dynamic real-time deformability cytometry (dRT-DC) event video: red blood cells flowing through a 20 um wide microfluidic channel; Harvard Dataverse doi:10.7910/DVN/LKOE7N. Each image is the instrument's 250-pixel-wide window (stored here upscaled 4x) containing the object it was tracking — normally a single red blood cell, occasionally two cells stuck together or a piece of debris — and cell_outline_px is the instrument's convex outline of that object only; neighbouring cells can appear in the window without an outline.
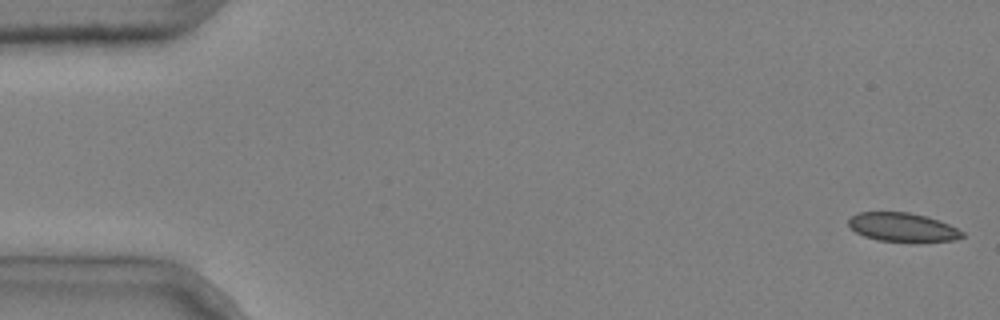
{"species": "common noctule bat (a hibernating species)", "species_latin": "Nyctalus noctula", "temperature_condition": "cold", "stored_images_in_passage": 5, "camera_frame_rate_fps": 3000, "um_per_image_px": 0.085, "animal": {"sex": "male", "body_mass_g": 20.4}, "frame": {"image": 1, "passage_image": 1, "time_ms": 0.0, "image_size_px": [1000, 320], "cell_outline_px": [[964, 236], [956, 240], [876, 240], [864, 236], [856, 232], [848, 224], [848, 220], [852, 216], [860, 212], [908, 212], [928, 216], [948, 224], [964, 232]], "centroid_in_image_um": [76.7, 19.28], "position_along_channel_um": 8.3, "area_um2": 18.55}}
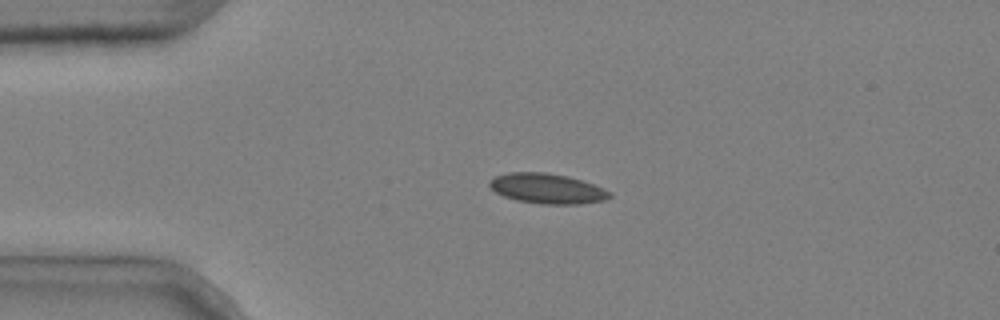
{"frame": {"image": 2, "passage_image": 4, "time_ms": 1.0, "image_size_px": [1000, 320], "cell_outline_px": [[612, 196], [604, 200], [580, 204], [540, 204], [516, 200], [504, 196], [496, 192], [488, 184], [488, 180], [496, 176], [508, 172], [544, 172], [568, 176], [604, 188], [612, 192]], "centroid_in_image_um": [46.5, 16.03], "position_along_channel_um": 38.5, "area_um2": 21.1}}